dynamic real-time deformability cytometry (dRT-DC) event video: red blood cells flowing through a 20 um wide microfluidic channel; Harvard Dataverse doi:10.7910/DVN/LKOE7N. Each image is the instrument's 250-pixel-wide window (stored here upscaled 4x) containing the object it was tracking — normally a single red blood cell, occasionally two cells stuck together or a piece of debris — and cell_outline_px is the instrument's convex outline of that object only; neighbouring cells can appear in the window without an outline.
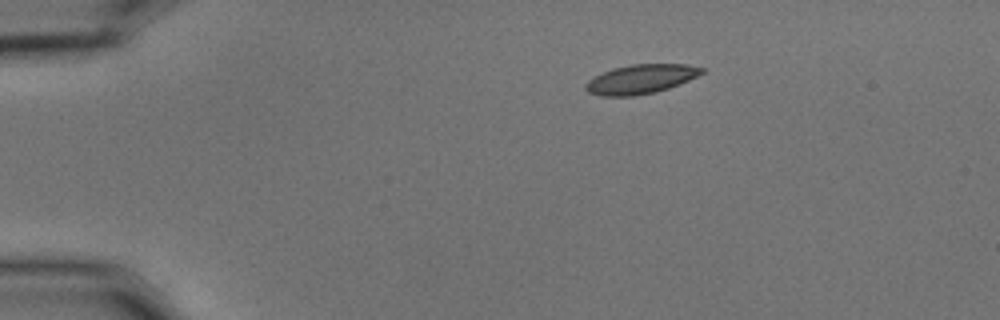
{"species": "common noctule bat (a hibernating species)", "species_latin": "Nyctalus noctula", "temperature_condition": "cold", "stored_images_in_passage": 47, "camera_frame_rate_fps": 3000, "um_per_image_px": 0.085, "animal": {"sex": "male", "body_mass_g": 15.6}, "frame": {"image": 1, "passage_image": 1, "time_ms": 0.0, "image_size_px": [1000, 320], "cell_outline_px": [[704, 72], [680, 84], [656, 92], [632, 96], [600, 96], [588, 92], [584, 88], [584, 84], [588, 80], [612, 68], [632, 64], [688, 64], [704, 68]], "centroid_in_image_um": [54.45, 6.72], "position_along_channel_um": 30.5, "area_um2": 19.77}}
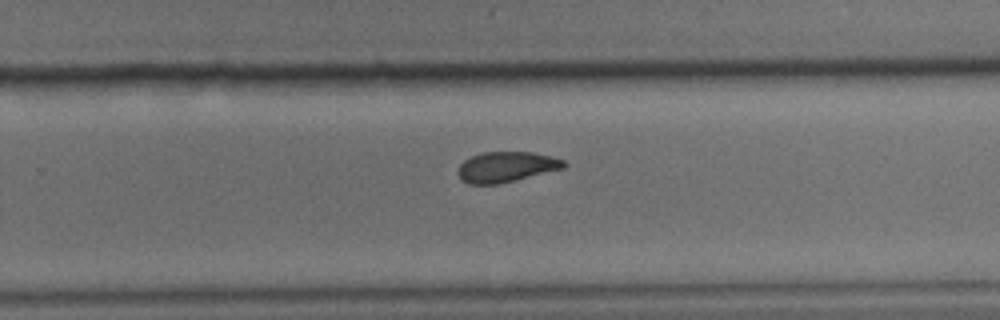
{"frame": {"image": 2, "passage_image": 28, "time_ms": 9.0, "image_size_px": [1000, 320], "cell_outline_px": [[568, 164], [564, 168], [516, 180], [496, 184], [468, 184], [460, 180], [456, 172], [460, 164], [464, 160], [472, 156], [484, 152], [532, 152], [552, 156], [564, 160]], "centroid_in_image_um": [43.02, 14.19], "position_along_channel_um": 286.8, "area_um2": 18.9}}
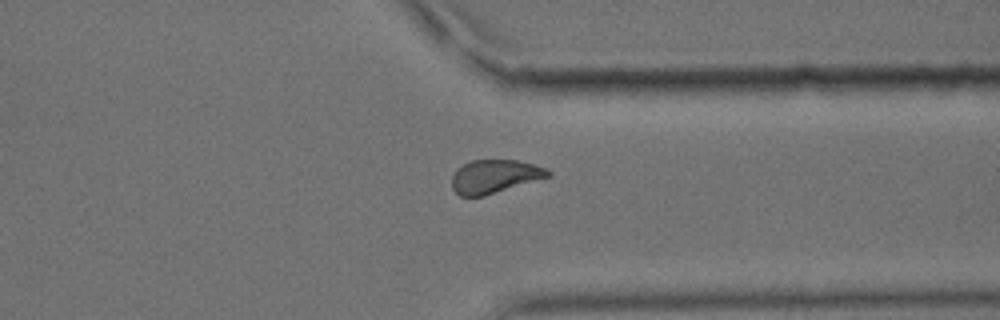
{"frame": {"image": 3, "passage_image": 35, "time_ms": 11.333, "image_size_px": [1000, 320], "cell_outline_px": [[552, 176], [484, 196], [460, 196], [452, 188], [452, 176], [456, 168], [472, 160], [516, 160], [532, 164], [544, 168], [552, 172]], "centroid_in_image_um": [42.04, 15.0], "position_along_channel_um": 369.4, "area_um2": 18.73}, "authors_computed_cell_mechanics": {"area_um2": 19.8254, "velocity_mm_per_s": 3.5338, "shape_relaxation_time_tau1_ms": 2.6556, "shape_relaxation_time_tau2_ms": 1.996, "deformation_change_tau1": 0.1232, "deformation_change_tau2": 0.0702}}